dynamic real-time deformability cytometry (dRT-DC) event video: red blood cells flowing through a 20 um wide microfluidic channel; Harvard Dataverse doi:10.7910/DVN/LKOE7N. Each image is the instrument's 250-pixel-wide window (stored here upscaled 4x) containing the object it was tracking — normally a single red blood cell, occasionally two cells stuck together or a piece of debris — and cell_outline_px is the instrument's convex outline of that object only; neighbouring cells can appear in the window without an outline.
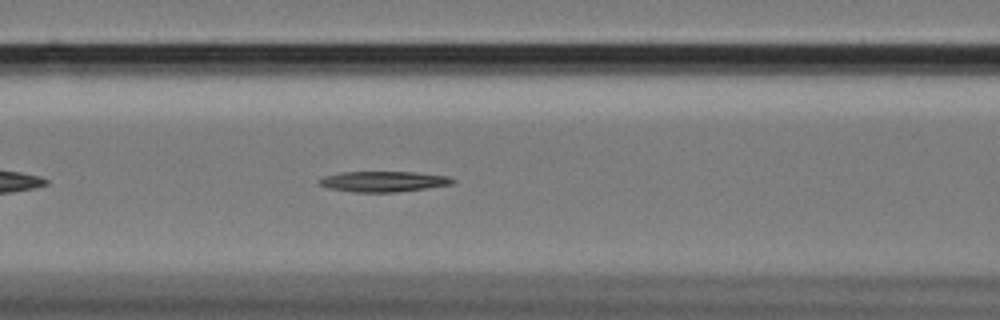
{"species": "Egyptian fruit bat (a non-hibernating species)", "species_latin": "Rousettus aegyptiacus", "temperature_condition": "cold", "stored_images_in_passage": 44, "camera_frame_rate_fps": 3000, "um_per_image_px": 0.085, "animal": {"sex": "female"}, "frame": {"image": 1, "passage_image": 10, "time_ms": 3.0, "image_size_px": [1000, 320], "cell_outline_px": [[456, 180], [452, 184], [428, 188], [396, 192], [352, 192], [328, 188], [316, 184], [316, 180], [324, 176], [340, 172], [416, 172], [448, 176]], "centroid_in_image_um": [32.54, 15.43], "position_along_channel_um": 134.1, "area_um2": 16.18}}
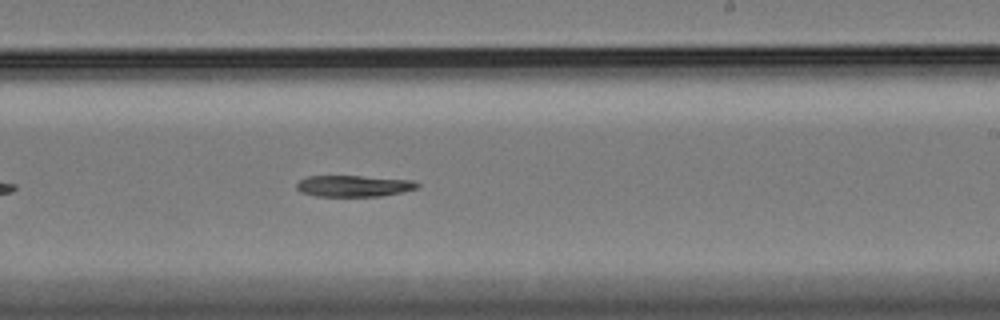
{"frame": {"image": 2, "passage_image": 21, "time_ms": 6.667, "image_size_px": [1000, 320], "cell_outline_px": [[420, 188], [380, 196], [316, 196], [300, 192], [296, 188], [296, 184], [300, 180], [308, 176], [360, 176], [412, 180], [420, 184]], "centroid_in_image_um": [30.06, 15.81], "position_along_channel_um": 258.9, "area_um2": 14.97}}
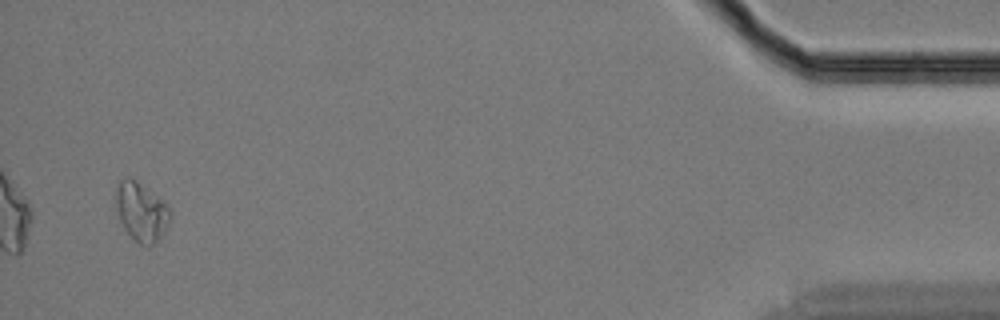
{"frame": {"image": 3, "passage_image": 42, "time_ms": 13.667, "image_size_px": [1000, 320], "cell_outline_px": [[172, 216], [168, 224], [160, 236], [148, 248], [140, 244], [124, 228], [120, 220], [116, 204], [116, 192], [120, 180], [136, 180], [160, 200], [172, 212]], "centroid_in_image_um": [12.02, 18.04], "position_along_channel_um": 423.2, "area_um2": 17.74}}